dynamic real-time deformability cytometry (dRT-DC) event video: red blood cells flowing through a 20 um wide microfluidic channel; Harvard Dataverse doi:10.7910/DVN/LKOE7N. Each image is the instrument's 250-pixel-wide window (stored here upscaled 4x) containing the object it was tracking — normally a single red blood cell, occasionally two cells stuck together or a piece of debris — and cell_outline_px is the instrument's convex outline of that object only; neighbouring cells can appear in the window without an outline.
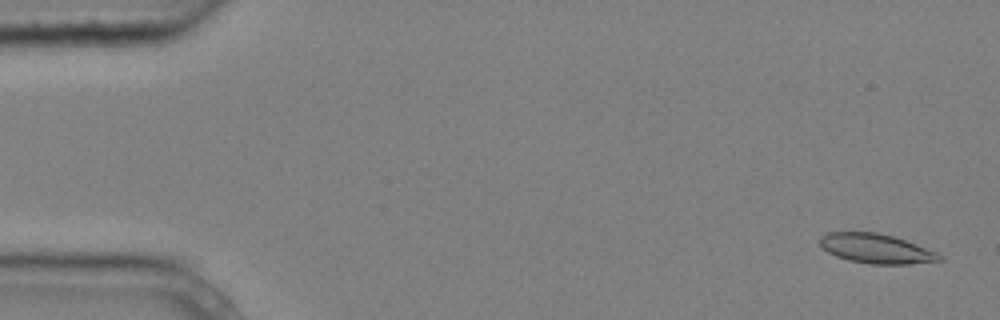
{"species": "common noctule bat (a hibernating species)", "species_latin": "Nyctalus noctula", "temperature_condition": "cold", "stored_images_in_passage": 6, "camera_frame_rate_fps": 3000, "um_per_image_px": 0.085, "animal": {"sex": "male", "body_mass_g": 20.4}, "frame": {"image": 1, "passage_image": 1, "time_ms": 0.0, "image_size_px": [1000, 320], "cell_outline_px": [[944, 260], [908, 264], [872, 264], [848, 260], [836, 256], [828, 252], [820, 244], [820, 236], [828, 232], [876, 232], [892, 236], [904, 240], [936, 252], [944, 256]], "centroid_in_image_um": [74.47, 21.13], "position_along_channel_um": 10.5, "area_um2": 20.4}}
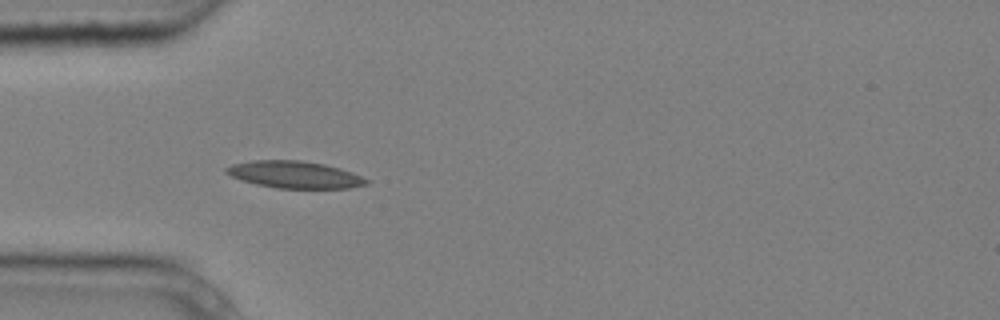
{"frame": {"image": 2, "passage_image": 5, "time_ms": 1.333, "image_size_px": [1000, 320], "cell_outline_px": [[372, 180], [368, 184], [348, 188], [276, 188], [256, 184], [240, 180], [224, 172], [224, 168], [232, 164], [252, 160], [300, 160], [324, 164], [340, 168], [352, 172]], "centroid_in_image_um": [25.05, 14.84], "position_along_channel_um": 59.9, "area_um2": 22.25}}
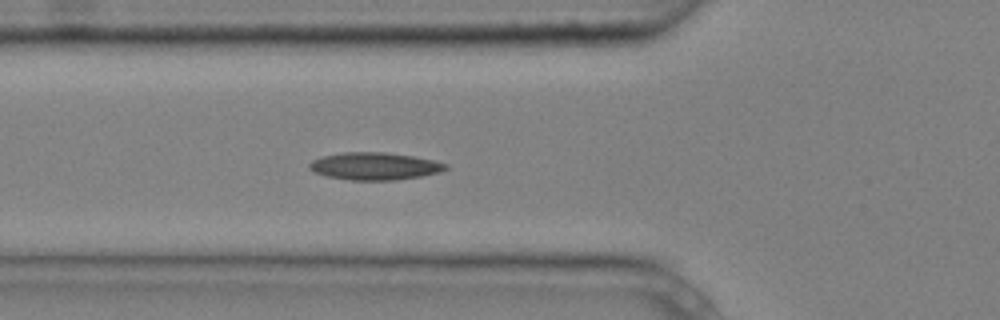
{"frame": {"image": 3, "passage_image": 6, "time_ms": 1.667, "image_size_px": [1000, 320], "cell_outline_px": [[448, 168], [440, 172], [420, 176], [396, 180], [352, 180], [328, 176], [316, 172], [308, 168], [308, 164], [312, 160], [324, 156], [344, 152], [384, 152], [412, 156], [432, 160], [448, 164]], "centroid_in_image_um": [31.85, 14.12], "position_along_channel_um": 93.9, "area_um2": 21.56}}